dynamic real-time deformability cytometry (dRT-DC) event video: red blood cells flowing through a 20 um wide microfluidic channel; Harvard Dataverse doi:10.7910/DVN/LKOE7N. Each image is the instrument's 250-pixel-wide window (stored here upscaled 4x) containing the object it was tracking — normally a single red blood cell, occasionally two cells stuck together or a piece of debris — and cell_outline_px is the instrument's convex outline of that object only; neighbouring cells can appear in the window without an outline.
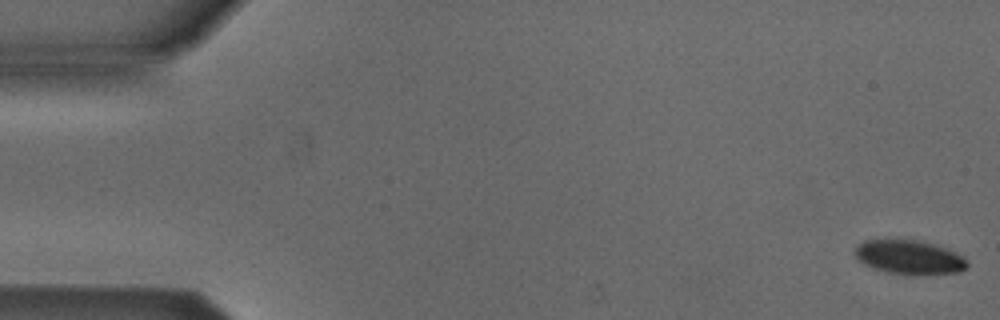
{"species": "Egyptian fruit bat (a non-hibernating species)", "species_latin": "Rousettus aegyptiacus", "temperature_condition": "cold", "stored_images_in_passage": 53, "camera_frame_rate_fps": 3000, "um_per_image_px": 0.085, "animal": {"sex": "male"}, "frame": {"image": 1, "passage_image": 1, "time_ms": 0.0, "image_size_px": [1000, 320], "cell_outline_px": [[968, 264], [960, 272], [916, 276], [888, 272], [864, 264], [856, 260], [852, 252], [856, 244], [864, 240], [908, 236], [944, 248], [964, 256]], "centroid_in_image_um": [77.21, 21.82], "position_along_channel_um": 7.8, "area_um2": 23.35}}
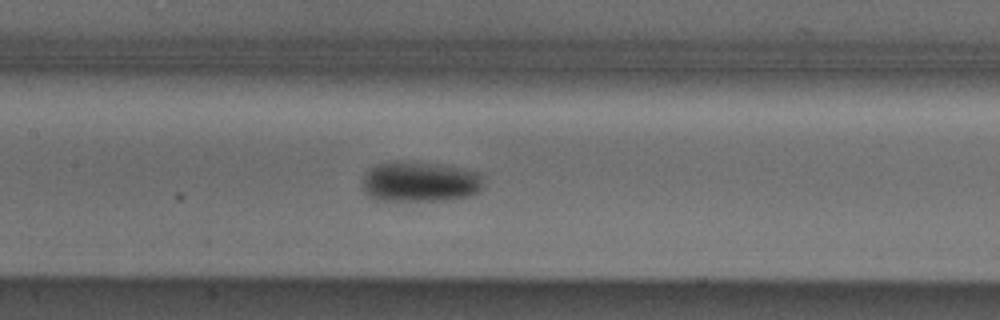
{"frame": {"image": 2, "passage_image": 25, "time_ms": 8.0, "image_size_px": [1000, 320], "cell_outline_px": [[484, 184], [480, 192], [472, 196], [448, 200], [376, 200], [364, 192], [360, 180], [368, 168], [376, 164], [396, 160], [404, 160], [460, 168], [480, 172]], "centroid_in_image_um": [35.67, 15.44], "position_along_channel_um": 171.7, "area_um2": 29.02}}
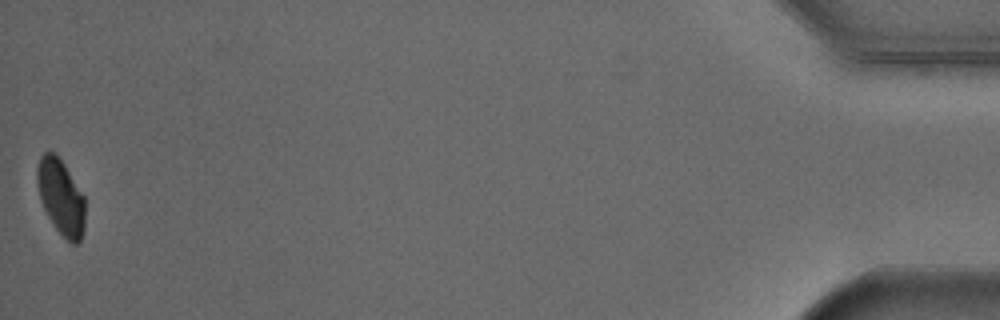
{"frame": {"image": 3, "passage_image": 53, "time_ms": 17.333, "image_size_px": [1000, 320], "cell_outline_px": [[84, 228], [80, 240], [76, 244], [72, 244], [56, 228], [48, 216], [40, 200], [36, 180], [36, 168], [40, 156], [44, 152], [52, 152], [64, 164], [84, 196]], "centroid_in_image_um": [5.16, 16.73], "position_along_channel_um": 430.0, "area_um2": 20.81}, "authors_computed_cell_mechanics": {"area_um2": 24.565, "velocity_mm_per_s": 3.8558, "shape_relaxation_time_tau1_ms": 2.3986, "shape_relaxation_time_tau2_ms": null, "deformation_change_tau1": 0.0762, "deformation_change_tau2": null}}